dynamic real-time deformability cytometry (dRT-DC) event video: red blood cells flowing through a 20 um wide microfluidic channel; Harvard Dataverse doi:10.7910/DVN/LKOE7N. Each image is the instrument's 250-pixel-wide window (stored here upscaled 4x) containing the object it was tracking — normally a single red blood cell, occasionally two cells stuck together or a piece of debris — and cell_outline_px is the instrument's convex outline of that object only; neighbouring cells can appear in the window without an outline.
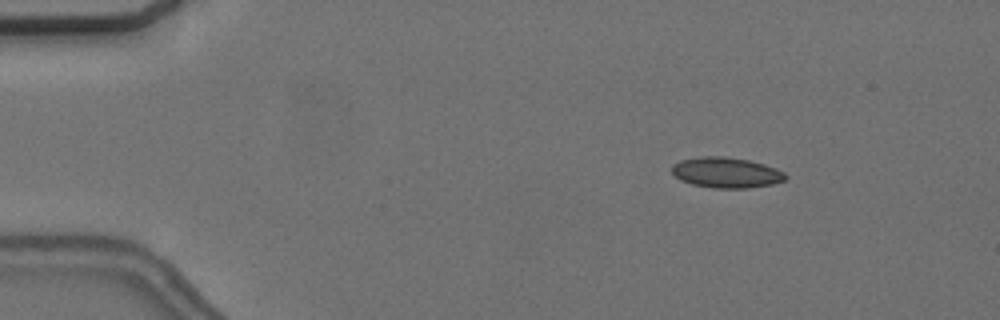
{"species": "common noctule bat (a hibernating species)", "species_latin": "Nyctalus noctula", "temperature_condition": "cold", "stored_images_in_passage": 18, "camera_frame_rate_fps": 3000, "um_per_image_px": 0.085, "animal": {"sex": "female", "body_mass_g": 24.6, "forearm_length_mm": 56.2}, "frame": {"image": 1, "passage_image": 8, "time_ms": 2.333, "image_size_px": [1000, 320], "cell_outline_px": [[788, 176], [784, 180], [772, 184], [748, 188], [712, 188], [692, 184], [680, 180], [672, 172], [672, 164], [680, 160], [700, 156], [724, 156], [748, 160], [764, 164], [776, 168], [784, 172]], "centroid_in_image_um": [61.72, 14.66], "position_along_channel_um": 23.3, "area_um2": 20.29}}